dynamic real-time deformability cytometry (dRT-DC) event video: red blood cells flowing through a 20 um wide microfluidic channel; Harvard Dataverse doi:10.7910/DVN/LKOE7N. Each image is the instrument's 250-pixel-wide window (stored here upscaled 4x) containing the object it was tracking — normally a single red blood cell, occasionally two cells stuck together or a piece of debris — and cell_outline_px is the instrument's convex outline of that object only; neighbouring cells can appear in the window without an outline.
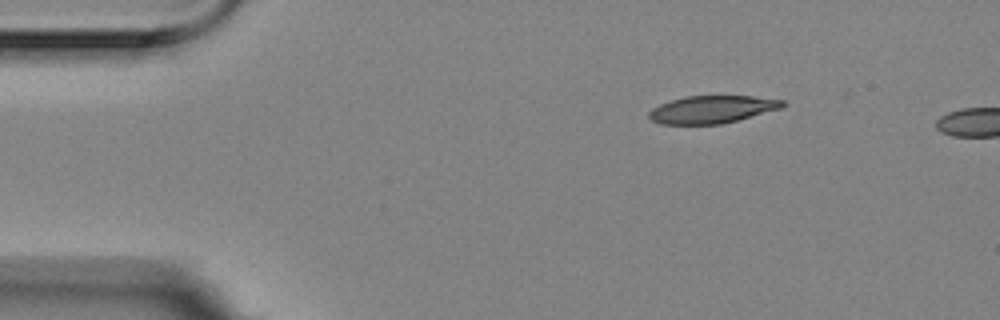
{"species": "Egyptian fruit bat (a non-hibernating species)", "species_latin": "Rousettus aegyptiacus", "temperature_condition": "room temperature", "stored_images_in_passage": 5, "camera_frame_rate_fps": 3000, "um_per_image_px": 0.085, "animal": {"sex": "female"}, "frame": {"image": 1, "passage_image": 1, "time_ms": 0.0, "image_size_px": [1000, 320], "cell_outline_px": [[788, 104], [780, 108], [736, 120], [720, 124], [660, 124], [652, 120], [648, 116], [648, 112], [652, 108], [660, 104], [684, 96], [752, 96], [784, 100]], "centroid_in_image_um": [60.5, 9.29], "position_along_channel_um": 24.5, "area_um2": 21.27}}